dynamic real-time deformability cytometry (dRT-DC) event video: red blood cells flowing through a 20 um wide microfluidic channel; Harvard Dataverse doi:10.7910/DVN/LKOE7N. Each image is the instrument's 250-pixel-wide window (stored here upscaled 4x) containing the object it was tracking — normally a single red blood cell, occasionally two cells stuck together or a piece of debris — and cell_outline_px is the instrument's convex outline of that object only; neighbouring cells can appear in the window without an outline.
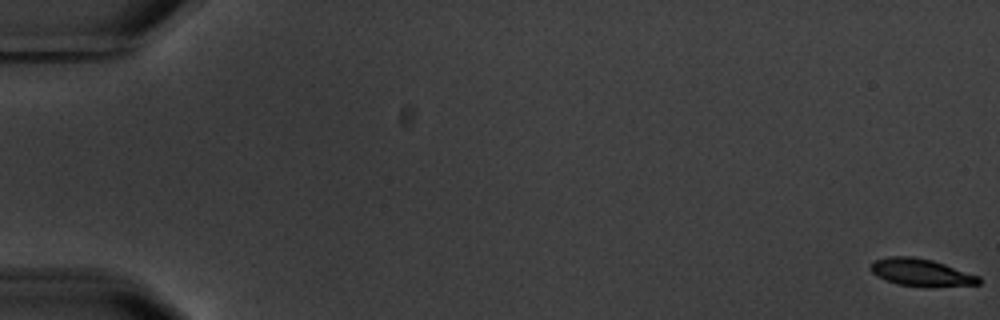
{"species": "common noctule bat (a hibernating species)", "species_latin": "Nyctalus noctula", "temperature_condition": "warm", "stored_images_in_passage": 5, "camera_frame_rate_fps": 3000, "um_per_image_px": 0.085, "animal": {"sex": "male", "body_mass_g": 20.1, "forearm_length_mm": 53.5}, "frame": {"image": 1, "passage_image": 1, "time_ms": 0.0, "image_size_px": [1000, 320], "cell_outline_px": [[980, 284], [896, 284], [876, 276], [868, 268], [876, 260], [892, 256], [912, 256], [932, 260], [980, 276]], "centroid_in_image_um": [78.22, 23.1], "position_along_channel_um": 6.8, "area_um2": 16.24}}
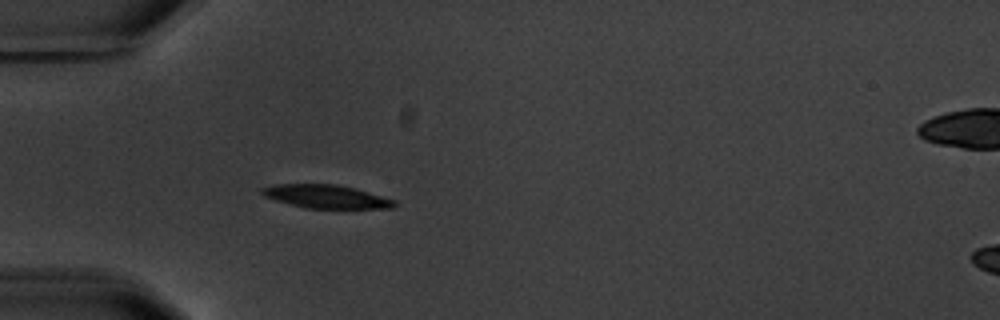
{"frame": {"image": 2, "passage_image": 4, "time_ms": 6.0, "image_size_px": [1000, 320], "cell_outline_px": [[396, 208], [304, 208], [276, 200], [264, 196], [260, 192], [260, 188], [272, 184], [336, 184], [352, 188], [396, 200]], "centroid_in_image_um": [27.68, 16.7], "position_along_channel_um": 57.3, "area_um2": 17.92}}